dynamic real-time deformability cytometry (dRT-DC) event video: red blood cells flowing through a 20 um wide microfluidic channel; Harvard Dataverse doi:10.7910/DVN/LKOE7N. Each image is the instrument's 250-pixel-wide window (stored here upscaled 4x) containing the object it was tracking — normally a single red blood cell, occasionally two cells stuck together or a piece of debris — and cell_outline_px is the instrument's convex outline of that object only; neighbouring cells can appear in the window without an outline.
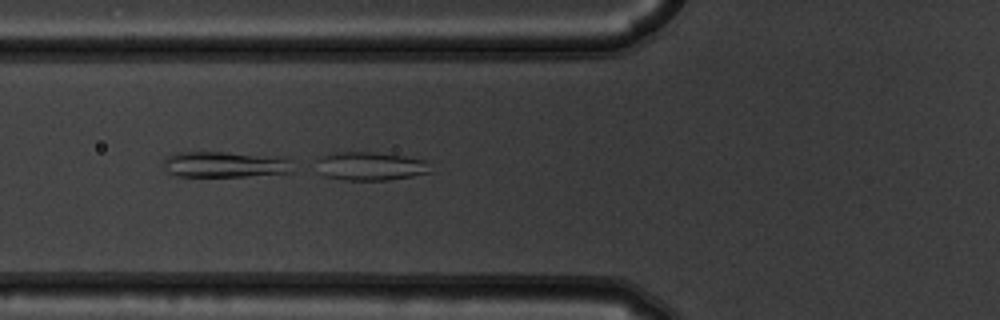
{"species": "common noctule bat (a hibernating species)", "species_latin": "Nyctalus noctula", "temperature_condition": "warm", "stored_images_in_passage": 46, "camera_frame_rate_fps": 3000, "um_per_image_px": 0.085, "animal": {"sex": "male", "body_mass_g": 19.5, "forearm_length_mm": 54.6}, "frame": {"image": 1, "passage_image": 13, "time_ms": 4.0, "image_size_px": [1000, 320], "cell_outline_px": [[432, 172], [412, 176], [388, 180], [344, 180], [324, 176], [320, 172], [316, 160], [320, 156], [332, 152], [376, 152], [404, 156], [424, 160]], "centroid_in_image_um": [31.44, 14.12], "position_along_channel_um": 94.4, "area_um2": 18.96}}
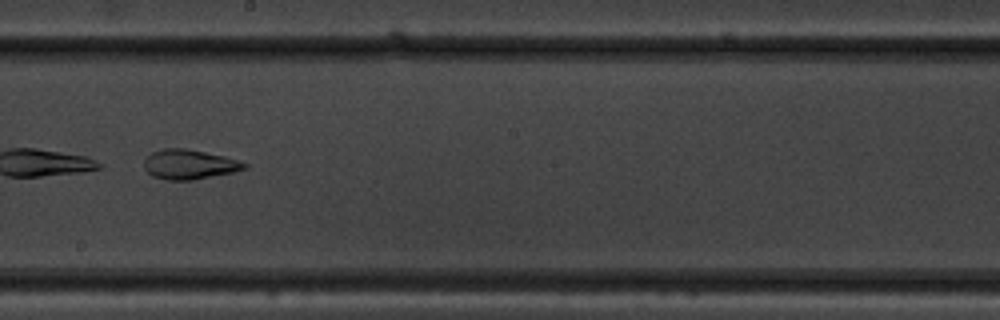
{"frame": {"image": 2, "passage_image": 24, "time_ms": 7.667, "image_size_px": [1000, 320], "cell_outline_px": [[248, 168], [232, 172], [192, 180], [168, 180], [152, 176], [144, 168], [144, 160], [152, 152], [164, 148], [184, 148], [224, 156], [248, 164]], "centroid_in_image_um": [16.07, 13.97], "position_along_channel_um": 232.1, "area_um2": 17.17}}
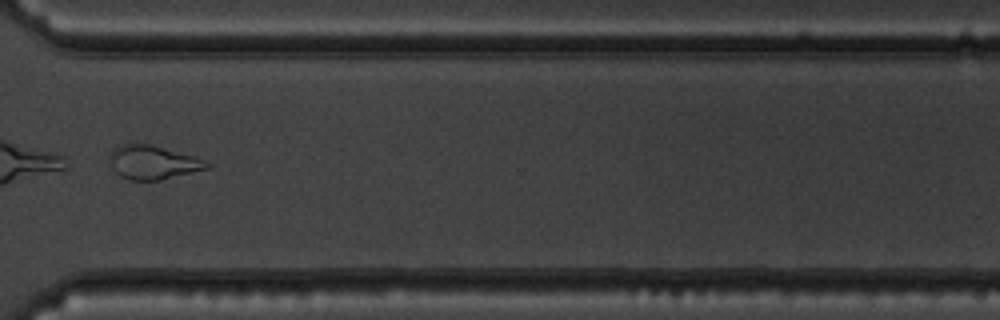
{"frame": {"image": 3, "passage_image": 34, "time_ms": 11.0, "image_size_px": [1000, 320], "cell_outline_px": [[212, 164], [208, 168], [160, 180], [128, 180], [120, 176], [112, 168], [108, 156], [112, 148], [120, 144], [148, 144], [208, 160]], "centroid_in_image_um": [12.97, 13.8], "position_along_channel_um": 357.6, "area_um2": 19.13}}